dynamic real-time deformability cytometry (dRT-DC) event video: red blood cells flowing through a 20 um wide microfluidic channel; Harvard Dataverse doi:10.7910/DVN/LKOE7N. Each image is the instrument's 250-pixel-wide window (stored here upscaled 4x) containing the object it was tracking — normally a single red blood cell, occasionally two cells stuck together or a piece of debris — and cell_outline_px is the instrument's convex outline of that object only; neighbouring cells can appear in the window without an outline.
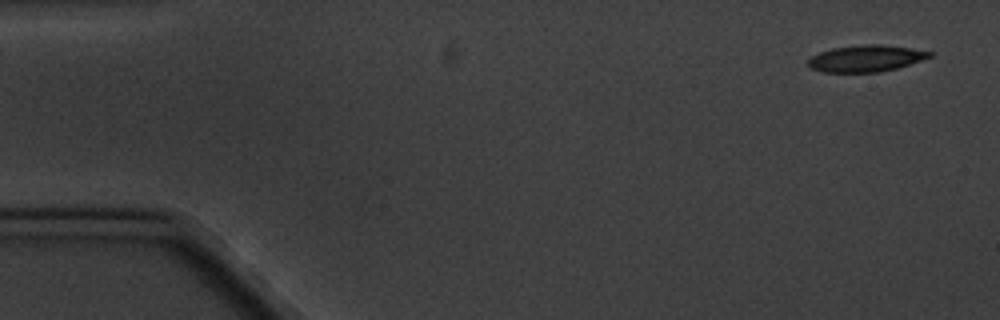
{"species": "common noctule bat (a hibernating species)", "species_latin": "Nyctalus noctula", "temperature_condition": "cold", "stored_images_in_passage": 5, "camera_frame_rate_fps": 3000, "um_per_image_px": 0.085, "animal": {"sex": "male", "body_mass_g": 20.1, "forearm_length_mm": 53.5}, "frame": {"image": 1, "passage_image": 1, "time_ms": 0.0, "image_size_px": [1000, 320], "cell_outline_px": [[932, 56], [896, 68], [880, 72], [824, 72], [808, 68], [808, 60], [812, 56], [820, 52], [832, 48], [864, 44], [876, 44], [908, 48], [932, 52]], "centroid_in_image_um": [73.54, 4.97], "position_along_channel_um": 11.5, "area_um2": 18.55}}
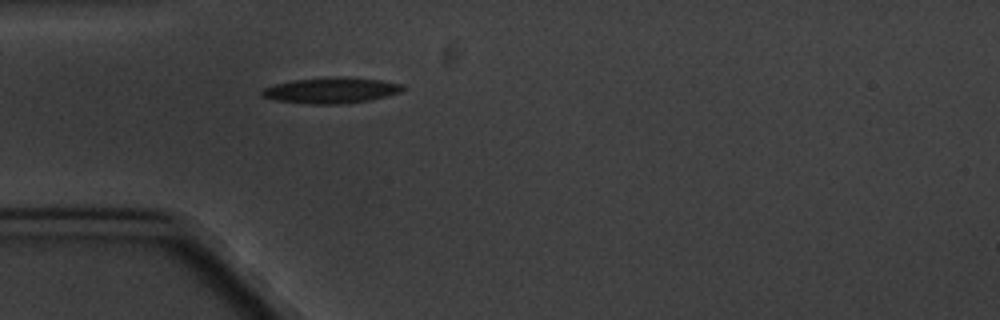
{"frame": {"image": 2, "passage_image": 5, "time_ms": 4.667, "image_size_px": [1000, 320], "cell_outline_px": [[404, 88], [400, 92], [388, 96], [368, 100], [344, 104], [308, 104], [276, 100], [260, 96], [260, 92], [264, 88], [276, 84], [292, 80], [336, 76], [344, 76], [380, 80], [400, 84]], "centroid_in_image_um": [28.12, 7.68], "position_along_channel_um": 56.9, "area_um2": 21.21}}